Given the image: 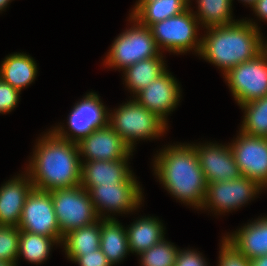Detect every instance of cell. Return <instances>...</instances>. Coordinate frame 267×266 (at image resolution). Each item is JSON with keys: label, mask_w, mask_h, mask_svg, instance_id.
Returning a JSON list of instances; mask_svg holds the SVG:
<instances>
[{"label": "cell", "mask_w": 267, "mask_h": 266, "mask_svg": "<svg viewBox=\"0 0 267 266\" xmlns=\"http://www.w3.org/2000/svg\"><path fill=\"white\" fill-rule=\"evenodd\" d=\"M35 149L26 171L34 188L51 191L80 185L81 158L76 142L51 130Z\"/></svg>", "instance_id": "1"}, {"label": "cell", "mask_w": 267, "mask_h": 266, "mask_svg": "<svg viewBox=\"0 0 267 266\" xmlns=\"http://www.w3.org/2000/svg\"><path fill=\"white\" fill-rule=\"evenodd\" d=\"M154 162L155 174L173 197L187 205L202 208L207 182L194 145L168 146L155 157Z\"/></svg>", "instance_id": "2"}, {"label": "cell", "mask_w": 267, "mask_h": 266, "mask_svg": "<svg viewBox=\"0 0 267 266\" xmlns=\"http://www.w3.org/2000/svg\"><path fill=\"white\" fill-rule=\"evenodd\" d=\"M207 29V35L201 40L199 55L220 67L223 75L261 53L262 35L258 26L251 20L243 19L233 24Z\"/></svg>", "instance_id": "3"}, {"label": "cell", "mask_w": 267, "mask_h": 266, "mask_svg": "<svg viewBox=\"0 0 267 266\" xmlns=\"http://www.w3.org/2000/svg\"><path fill=\"white\" fill-rule=\"evenodd\" d=\"M108 124L132 150L134 142L138 139L160 137L167 128V122L140 105L135 99L121 105L116 112L110 113Z\"/></svg>", "instance_id": "4"}, {"label": "cell", "mask_w": 267, "mask_h": 266, "mask_svg": "<svg viewBox=\"0 0 267 266\" xmlns=\"http://www.w3.org/2000/svg\"><path fill=\"white\" fill-rule=\"evenodd\" d=\"M130 19L134 22V26L126 29L115 39L106 57L105 65L124 70L144 59L161 56L150 28L142 25L132 15Z\"/></svg>", "instance_id": "5"}, {"label": "cell", "mask_w": 267, "mask_h": 266, "mask_svg": "<svg viewBox=\"0 0 267 266\" xmlns=\"http://www.w3.org/2000/svg\"><path fill=\"white\" fill-rule=\"evenodd\" d=\"M60 234L90 225L100 219L88 191L81 185L49 191Z\"/></svg>", "instance_id": "6"}, {"label": "cell", "mask_w": 267, "mask_h": 266, "mask_svg": "<svg viewBox=\"0 0 267 266\" xmlns=\"http://www.w3.org/2000/svg\"><path fill=\"white\" fill-rule=\"evenodd\" d=\"M199 21L190 7L179 15L149 26L159 50L163 47L173 53H186L195 48L200 53L201 40L197 38Z\"/></svg>", "instance_id": "7"}, {"label": "cell", "mask_w": 267, "mask_h": 266, "mask_svg": "<svg viewBox=\"0 0 267 266\" xmlns=\"http://www.w3.org/2000/svg\"><path fill=\"white\" fill-rule=\"evenodd\" d=\"M224 76L238 105L267 96V57L262 52Z\"/></svg>", "instance_id": "8"}, {"label": "cell", "mask_w": 267, "mask_h": 266, "mask_svg": "<svg viewBox=\"0 0 267 266\" xmlns=\"http://www.w3.org/2000/svg\"><path fill=\"white\" fill-rule=\"evenodd\" d=\"M18 228L21 231L53 237L62 242L63 237L49 191L34 187L31 189L26 197Z\"/></svg>", "instance_id": "9"}, {"label": "cell", "mask_w": 267, "mask_h": 266, "mask_svg": "<svg viewBox=\"0 0 267 266\" xmlns=\"http://www.w3.org/2000/svg\"><path fill=\"white\" fill-rule=\"evenodd\" d=\"M235 162L242 176L257 182L262 188L267 186V138L239 133L230 144Z\"/></svg>", "instance_id": "10"}, {"label": "cell", "mask_w": 267, "mask_h": 266, "mask_svg": "<svg viewBox=\"0 0 267 266\" xmlns=\"http://www.w3.org/2000/svg\"><path fill=\"white\" fill-rule=\"evenodd\" d=\"M262 189L257 182L245 176L230 181L207 183V194L202 208L210 207L216 213L229 212L246 204Z\"/></svg>", "instance_id": "11"}, {"label": "cell", "mask_w": 267, "mask_h": 266, "mask_svg": "<svg viewBox=\"0 0 267 266\" xmlns=\"http://www.w3.org/2000/svg\"><path fill=\"white\" fill-rule=\"evenodd\" d=\"M108 118L109 112L99 100L98 95L91 92L76 103L69 115L67 123L72 134L65 132L61 126L55 127L53 131L58 136L77 143L94 129L106 126Z\"/></svg>", "instance_id": "12"}, {"label": "cell", "mask_w": 267, "mask_h": 266, "mask_svg": "<svg viewBox=\"0 0 267 266\" xmlns=\"http://www.w3.org/2000/svg\"><path fill=\"white\" fill-rule=\"evenodd\" d=\"M136 181L131 175L120 184L92 186L88 193L99 217L101 218L104 210L125 213L139 208L142 189Z\"/></svg>", "instance_id": "13"}, {"label": "cell", "mask_w": 267, "mask_h": 266, "mask_svg": "<svg viewBox=\"0 0 267 266\" xmlns=\"http://www.w3.org/2000/svg\"><path fill=\"white\" fill-rule=\"evenodd\" d=\"M79 155L86 161L129 159L133 150L126 144L120 135L107 124L94 129L90 134L77 142Z\"/></svg>", "instance_id": "14"}, {"label": "cell", "mask_w": 267, "mask_h": 266, "mask_svg": "<svg viewBox=\"0 0 267 266\" xmlns=\"http://www.w3.org/2000/svg\"><path fill=\"white\" fill-rule=\"evenodd\" d=\"M193 145L207 183L230 181L242 176L230 145Z\"/></svg>", "instance_id": "15"}, {"label": "cell", "mask_w": 267, "mask_h": 266, "mask_svg": "<svg viewBox=\"0 0 267 266\" xmlns=\"http://www.w3.org/2000/svg\"><path fill=\"white\" fill-rule=\"evenodd\" d=\"M134 97L140 105L166 122L167 115L178 104L180 87L176 79L166 70Z\"/></svg>", "instance_id": "16"}, {"label": "cell", "mask_w": 267, "mask_h": 266, "mask_svg": "<svg viewBox=\"0 0 267 266\" xmlns=\"http://www.w3.org/2000/svg\"><path fill=\"white\" fill-rule=\"evenodd\" d=\"M128 159L115 161H81L80 185L87 191L92 186L116 185L125 182L133 173L128 168Z\"/></svg>", "instance_id": "17"}, {"label": "cell", "mask_w": 267, "mask_h": 266, "mask_svg": "<svg viewBox=\"0 0 267 266\" xmlns=\"http://www.w3.org/2000/svg\"><path fill=\"white\" fill-rule=\"evenodd\" d=\"M32 188L28 174L26 177L16 176L0 187V225L18 227L26 197Z\"/></svg>", "instance_id": "18"}, {"label": "cell", "mask_w": 267, "mask_h": 266, "mask_svg": "<svg viewBox=\"0 0 267 266\" xmlns=\"http://www.w3.org/2000/svg\"><path fill=\"white\" fill-rule=\"evenodd\" d=\"M249 260L267 254V217L258 218L223 238Z\"/></svg>", "instance_id": "19"}, {"label": "cell", "mask_w": 267, "mask_h": 266, "mask_svg": "<svg viewBox=\"0 0 267 266\" xmlns=\"http://www.w3.org/2000/svg\"><path fill=\"white\" fill-rule=\"evenodd\" d=\"M100 249L113 266L130 252L126 229L114 217L101 220Z\"/></svg>", "instance_id": "20"}, {"label": "cell", "mask_w": 267, "mask_h": 266, "mask_svg": "<svg viewBox=\"0 0 267 266\" xmlns=\"http://www.w3.org/2000/svg\"><path fill=\"white\" fill-rule=\"evenodd\" d=\"M36 75L37 65L26 53L7 56L0 66V79L20 91L31 84Z\"/></svg>", "instance_id": "21"}, {"label": "cell", "mask_w": 267, "mask_h": 266, "mask_svg": "<svg viewBox=\"0 0 267 266\" xmlns=\"http://www.w3.org/2000/svg\"><path fill=\"white\" fill-rule=\"evenodd\" d=\"M163 224L155 217H142L126 229L131 253L140 254L164 239Z\"/></svg>", "instance_id": "22"}, {"label": "cell", "mask_w": 267, "mask_h": 266, "mask_svg": "<svg viewBox=\"0 0 267 266\" xmlns=\"http://www.w3.org/2000/svg\"><path fill=\"white\" fill-rule=\"evenodd\" d=\"M101 219L63 235L61 245H64L66 255L71 261H75L84 252H94L100 248Z\"/></svg>", "instance_id": "23"}, {"label": "cell", "mask_w": 267, "mask_h": 266, "mask_svg": "<svg viewBox=\"0 0 267 266\" xmlns=\"http://www.w3.org/2000/svg\"><path fill=\"white\" fill-rule=\"evenodd\" d=\"M136 3L131 15L147 27L158 21L181 14L190 5L186 0H155Z\"/></svg>", "instance_id": "24"}, {"label": "cell", "mask_w": 267, "mask_h": 266, "mask_svg": "<svg viewBox=\"0 0 267 266\" xmlns=\"http://www.w3.org/2000/svg\"><path fill=\"white\" fill-rule=\"evenodd\" d=\"M166 71L162 55L144 59L124 69L125 83L133 94H137Z\"/></svg>", "instance_id": "25"}, {"label": "cell", "mask_w": 267, "mask_h": 266, "mask_svg": "<svg viewBox=\"0 0 267 266\" xmlns=\"http://www.w3.org/2000/svg\"><path fill=\"white\" fill-rule=\"evenodd\" d=\"M198 13L194 14L204 27H219L233 24L232 0H197Z\"/></svg>", "instance_id": "26"}, {"label": "cell", "mask_w": 267, "mask_h": 266, "mask_svg": "<svg viewBox=\"0 0 267 266\" xmlns=\"http://www.w3.org/2000/svg\"><path fill=\"white\" fill-rule=\"evenodd\" d=\"M55 243L59 244L60 242L53 237L20 230L18 257L23 256L31 263L40 264L45 259L47 260L51 247Z\"/></svg>", "instance_id": "27"}, {"label": "cell", "mask_w": 267, "mask_h": 266, "mask_svg": "<svg viewBox=\"0 0 267 266\" xmlns=\"http://www.w3.org/2000/svg\"><path fill=\"white\" fill-rule=\"evenodd\" d=\"M244 120L240 131L248 135L267 138V96L240 105Z\"/></svg>", "instance_id": "28"}, {"label": "cell", "mask_w": 267, "mask_h": 266, "mask_svg": "<svg viewBox=\"0 0 267 266\" xmlns=\"http://www.w3.org/2000/svg\"><path fill=\"white\" fill-rule=\"evenodd\" d=\"M178 248L165 238L151 248L140 253L142 266H174Z\"/></svg>", "instance_id": "29"}, {"label": "cell", "mask_w": 267, "mask_h": 266, "mask_svg": "<svg viewBox=\"0 0 267 266\" xmlns=\"http://www.w3.org/2000/svg\"><path fill=\"white\" fill-rule=\"evenodd\" d=\"M20 242V229L0 225V260L16 264Z\"/></svg>", "instance_id": "30"}, {"label": "cell", "mask_w": 267, "mask_h": 266, "mask_svg": "<svg viewBox=\"0 0 267 266\" xmlns=\"http://www.w3.org/2000/svg\"><path fill=\"white\" fill-rule=\"evenodd\" d=\"M219 253L218 266H250V260L238 253L224 239Z\"/></svg>", "instance_id": "31"}, {"label": "cell", "mask_w": 267, "mask_h": 266, "mask_svg": "<svg viewBox=\"0 0 267 266\" xmlns=\"http://www.w3.org/2000/svg\"><path fill=\"white\" fill-rule=\"evenodd\" d=\"M20 92L0 79V113L4 114L15 108Z\"/></svg>", "instance_id": "32"}, {"label": "cell", "mask_w": 267, "mask_h": 266, "mask_svg": "<svg viewBox=\"0 0 267 266\" xmlns=\"http://www.w3.org/2000/svg\"><path fill=\"white\" fill-rule=\"evenodd\" d=\"M74 262L79 266H112L100 248L94 252L82 253Z\"/></svg>", "instance_id": "33"}, {"label": "cell", "mask_w": 267, "mask_h": 266, "mask_svg": "<svg viewBox=\"0 0 267 266\" xmlns=\"http://www.w3.org/2000/svg\"><path fill=\"white\" fill-rule=\"evenodd\" d=\"M200 252L194 250H179L174 266H207Z\"/></svg>", "instance_id": "34"}, {"label": "cell", "mask_w": 267, "mask_h": 266, "mask_svg": "<svg viewBox=\"0 0 267 266\" xmlns=\"http://www.w3.org/2000/svg\"><path fill=\"white\" fill-rule=\"evenodd\" d=\"M252 8L260 19L267 20V0H257Z\"/></svg>", "instance_id": "35"}, {"label": "cell", "mask_w": 267, "mask_h": 266, "mask_svg": "<svg viewBox=\"0 0 267 266\" xmlns=\"http://www.w3.org/2000/svg\"><path fill=\"white\" fill-rule=\"evenodd\" d=\"M250 266H267V254L250 260Z\"/></svg>", "instance_id": "36"}, {"label": "cell", "mask_w": 267, "mask_h": 266, "mask_svg": "<svg viewBox=\"0 0 267 266\" xmlns=\"http://www.w3.org/2000/svg\"><path fill=\"white\" fill-rule=\"evenodd\" d=\"M261 52L267 57V43L265 44L263 40H261Z\"/></svg>", "instance_id": "37"}, {"label": "cell", "mask_w": 267, "mask_h": 266, "mask_svg": "<svg viewBox=\"0 0 267 266\" xmlns=\"http://www.w3.org/2000/svg\"><path fill=\"white\" fill-rule=\"evenodd\" d=\"M10 0H0V11H2L8 5Z\"/></svg>", "instance_id": "38"}, {"label": "cell", "mask_w": 267, "mask_h": 266, "mask_svg": "<svg viewBox=\"0 0 267 266\" xmlns=\"http://www.w3.org/2000/svg\"><path fill=\"white\" fill-rule=\"evenodd\" d=\"M17 264H12L10 262L7 261H1L0 260V266H16Z\"/></svg>", "instance_id": "39"}, {"label": "cell", "mask_w": 267, "mask_h": 266, "mask_svg": "<svg viewBox=\"0 0 267 266\" xmlns=\"http://www.w3.org/2000/svg\"><path fill=\"white\" fill-rule=\"evenodd\" d=\"M241 1H243L244 3H248L252 7L257 0H241Z\"/></svg>", "instance_id": "40"}, {"label": "cell", "mask_w": 267, "mask_h": 266, "mask_svg": "<svg viewBox=\"0 0 267 266\" xmlns=\"http://www.w3.org/2000/svg\"><path fill=\"white\" fill-rule=\"evenodd\" d=\"M155 0H138V2H152ZM188 3H190V0H186Z\"/></svg>", "instance_id": "41"}]
</instances>
